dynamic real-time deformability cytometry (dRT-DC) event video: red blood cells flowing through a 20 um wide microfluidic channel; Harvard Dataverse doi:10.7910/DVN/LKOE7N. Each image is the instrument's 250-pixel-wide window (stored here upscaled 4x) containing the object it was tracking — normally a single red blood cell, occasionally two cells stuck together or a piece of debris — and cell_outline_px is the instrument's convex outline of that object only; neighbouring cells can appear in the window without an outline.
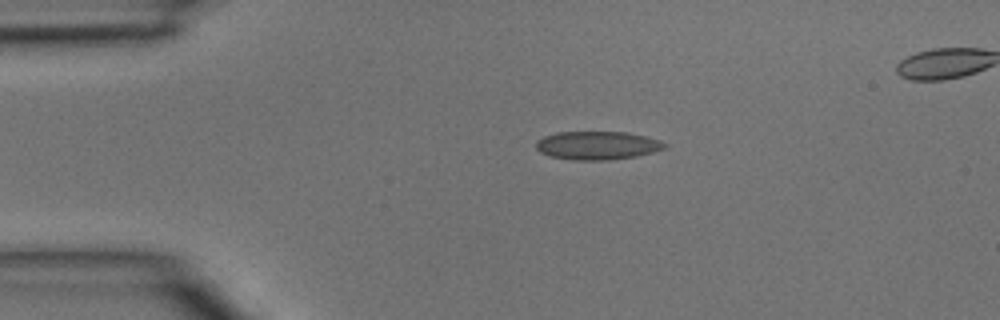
{"species": "common noctule bat (a hibernating species)", "species_latin": "Nyctalus noctula", "temperature_condition": "room temperature", "stored_images_in_passage": 2, "segment_of_instrument_passage": [1, 2], "camera_frame_rate_fps": 3000, "um_per_image_px": 0.085, "animal": {"sex": "male", "body_mass_g": 15.6}, "frame": {"image": 1, "passage_image": 1, "time_ms": 0.0, "image_size_px": [1000, 320], "cell_outline_px": [[668, 144], [664, 148], [652, 152], [636, 156], [608, 160], [572, 160], [552, 156], [540, 152], [536, 148], [536, 140], [544, 136], [556, 132], [628, 132], [660, 140]], "centroid_in_image_um": [50.76, 12.36], "position_along_channel_um": 34.2, "area_um2": 21.21}}